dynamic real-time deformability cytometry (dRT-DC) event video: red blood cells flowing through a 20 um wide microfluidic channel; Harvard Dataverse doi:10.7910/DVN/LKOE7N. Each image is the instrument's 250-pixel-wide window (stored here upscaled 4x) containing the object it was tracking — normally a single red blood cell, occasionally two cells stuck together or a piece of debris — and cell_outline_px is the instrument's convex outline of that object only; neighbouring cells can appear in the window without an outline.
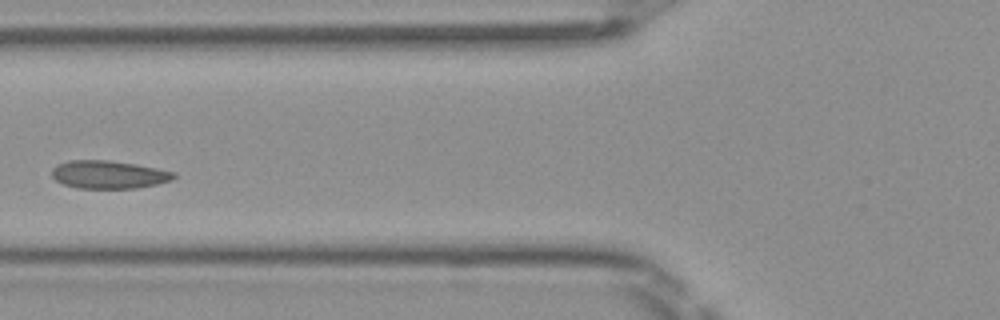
{"species": "Egyptian fruit bat (a non-hibernating species)", "species_latin": "Rousettus aegyptiacus", "temperature_condition": "room temperature", "stored_images_in_passage": 5, "camera_frame_rate_fps": 3000, "um_per_image_px": 0.085, "frame": {"image": 1, "passage_image": 4, "time_ms": 1.0, "image_size_px": [1000, 320], "cell_outline_px": [[176, 176], [172, 180], [156, 184], [136, 188], [76, 188], [64, 184], [56, 180], [52, 176], [52, 168], [56, 164], [68, 160], [108, 160], [136, 164], [176, 172]], "centroid_in_image_um": [9.23, 14.83], "position_along_channel_um": 116.6, "area_um2": 19.94}}
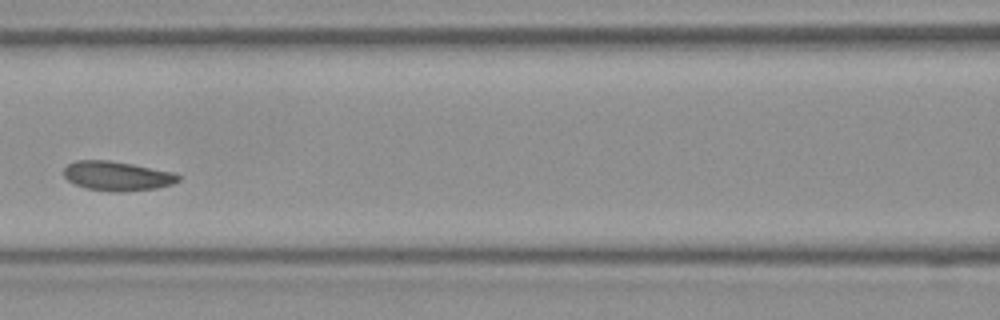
{"frame": {"image": 2, "passage_image": 5, "time_ms": 1.333, "image_size_px": [1000, 320], "cell_outline_px": [[180, 180], [172, 184], [156, 188], [112, 192], [88, 188], [76, 184], [68, 180], [64, 176], [64, 168], [68, 164], [76, 160], [112, 160], [176, 172], [180, 176]], "centroid_in_image_um": [9.98, 14.94], "position_along_channel_um": 156.6, "area_um2": 19.59}}